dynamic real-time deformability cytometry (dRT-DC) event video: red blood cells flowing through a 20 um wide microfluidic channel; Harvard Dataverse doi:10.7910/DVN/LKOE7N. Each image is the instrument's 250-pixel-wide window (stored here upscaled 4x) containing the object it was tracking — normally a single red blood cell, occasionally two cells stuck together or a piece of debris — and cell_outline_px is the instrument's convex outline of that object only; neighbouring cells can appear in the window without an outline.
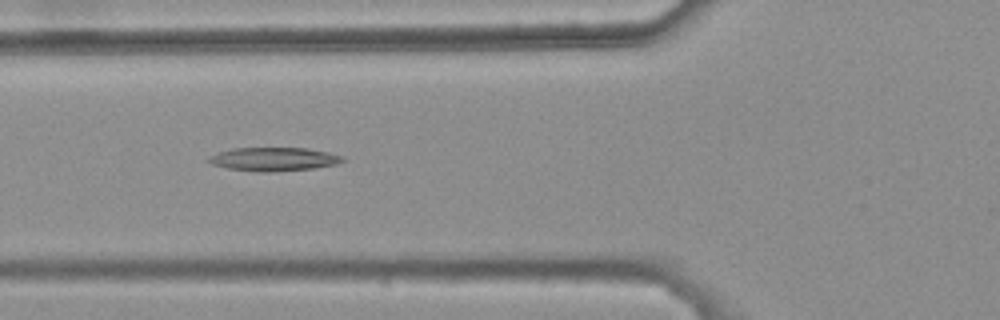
{"species": "common noctule bat (a hibernating species)", "species_latin": "Nyctalus noctula", "temperature_condition": "warm", "stored_images_in_passage": 40, "camera_frame_rate_fps": 3000, "um_per_image_px": 0.085, "animal": {"sex": "female", "body_mass_g": 25.1}, "frame": {"image": 1, "passage_image": 13, "time_ms": 4.0, "image_size_px": [1000, 320], "cell_outline_px": [[344, 160], [336, 164], [312, 168], [272, 172], [260, 172], [228, 168], [212, 164], [204, 160], [208, 156], [232, 148], [308, 148], [328, 152], [344, 156]], "centroid_in_image_um": [23.24, 13.52], "position_along_channel_um": 102.6, "area_um2": 18.38}}
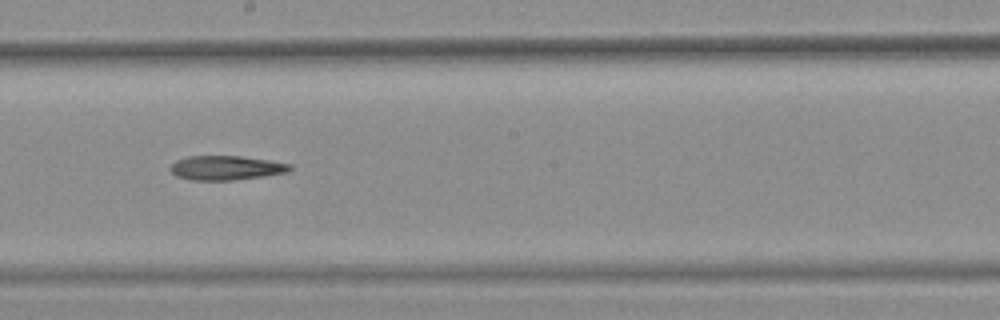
{"frame": {"image": 2, "passage_image": 23, "time_ms": 7.333, "image_size_px": [1000, 320], "cell_outline_px": [[292, 168], [288, 172], [232, 180], [192, 180], [176, 176], [168, 168], [176, 160], [188, 156], [240, 156], [268, 160], [292, 164]], "centroid_in_image_um": [19.19, 14.26], "position_along_channel_um": 229.0, "area_um2": 16.82}}
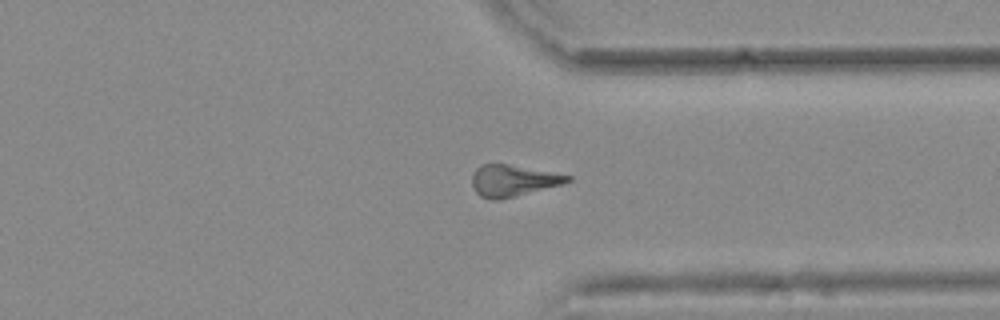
{"frame": {"image": 3, "passage_image": 34, "time_ms": 11.0, "image_size_px": [1000, 320], "cell_outline_px": [[572, 180], [564, 184], [500, 200], [492, 200], [480, 196], [476, 192], [472, 184], [472, 176], [476, 168], [480, 164], [508, 164], [572, 176]], "centroid_in_image_um": [43.6, 15.36], "position_along_channel_um": 367.8, "area_um2": 17.51}}